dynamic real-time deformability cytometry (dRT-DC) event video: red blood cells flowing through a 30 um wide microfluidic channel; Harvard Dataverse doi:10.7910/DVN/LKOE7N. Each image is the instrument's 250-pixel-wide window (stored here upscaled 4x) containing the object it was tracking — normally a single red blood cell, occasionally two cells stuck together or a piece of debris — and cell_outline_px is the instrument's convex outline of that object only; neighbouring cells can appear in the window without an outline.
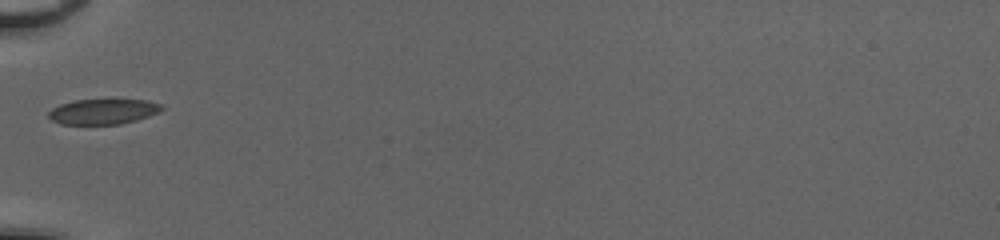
{"species": "common noctule bat (a hibernating species)", "species_latin": "Nyctalus noctula", "temperature_condition": "cold", "stored_images_in_passage": 33, "camera_frame_rate_fps": 3000, "um_per_image_px": 0.085, "animal": {"sex": "female", "body_mass_g": 20.0, "forearm_length_mm": 54.0}, "frame": {"image": 1, "passage_image": 1, "time_ms": 0.0, "image_size_px": [1000, 240], "cell_outline_px": [[164, 108], [160, 112], [136, 120], [120, 124], [60, 124], [52, 120], [48, 116], [48, 112], [52, 108], [60, 104], [72, 100], [112, 96], [148, 100], [160, 104]], "centroid_in_image_um": [8.79, 9.41], "position_along_channel_um": 76.2, "area_um2": 17.74}}
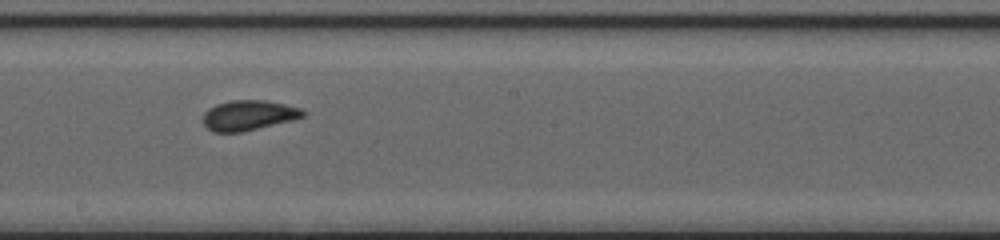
{"frame": {"image": 2, "passage_image": 12, "time_ms": 3.667, "image_size_px": [1000, 240], "cell_outline_px": [[308, 112], [304, 116], [292, 120], [240, 132], [212, 132], [204, 124], [204, 112], [208, 108], [216, 104], [228, 100], [264, 100], [284, 104], [300, 108]], "centroid_in_image_um": [21.12, 9.79], "position_along_channel_um": 227.1, "area_um2": 17.46}}
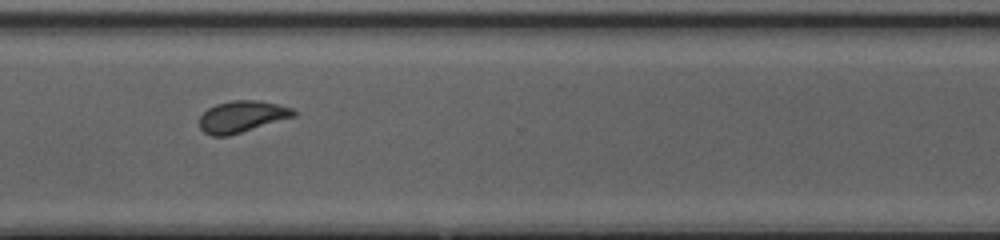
{"frame": {"image": 3, "passage_image": 21, "time_ms": 6.667, "image_size_px": [1000, 240], "cell_outline_px": [[296, 116], [228, 136], [212, 136], [204, 132], [200, 128], [200, 116], [208, 108], [216, 104], [232, 100], [256, 100], [276, 104], [292, 108], [296, 112]], "centroid_in_image_um": [20.55, 9.91], "position_along_channel_um": 350.0, "area_um2": 17.22}, "authors_computed_cell_mechanics": {"area_um2": 17.3978, "velocity_mm_per_s": 4.1162, "shape_relaxation_time_tau1_ms": 2.7069, "shape_relaxation_time_tau2_ms": 0.799, "deformation_change_tau1": 0.1051, "deformation_change_tau2": 0.0603}}